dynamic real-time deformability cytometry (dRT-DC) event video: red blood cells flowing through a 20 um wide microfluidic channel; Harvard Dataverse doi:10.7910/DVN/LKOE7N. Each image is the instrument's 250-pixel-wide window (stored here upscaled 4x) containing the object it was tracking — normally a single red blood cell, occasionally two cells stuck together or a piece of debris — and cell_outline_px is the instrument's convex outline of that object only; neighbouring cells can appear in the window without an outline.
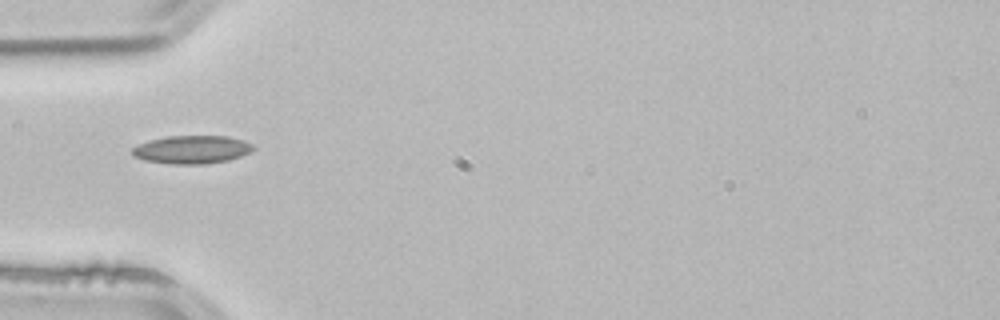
{"species": "common noctule bat (a hibernating species)", "species_latin": "Nyctalus noctula", "temperature_condition": "room temperature", "stored_images_in_passage": 4, "camera_frame_rate_fps": 3000, "um_per_image_px": 0.085, "animal": {"sex": "male", "body_mass_g": 21.5, "forearm_length_mm": 52.0}, "frame": {"image": 1, "passage_image": 4, "time_ms": 1.0, "image_size_px": [1000, 320], "cell_outline_px": [[256, 148], [240, 156], [228, 160], [204, 164], [172, 164], [144, 160], [132, 156], [132, 148], [148, 140], [168, 136], [228, 136], [244, 140], [252, 144]], "centroid_in_image_um": [16.3, 12.71], "position_along_channel_um": 68.7, "area_um2": 19.83}}